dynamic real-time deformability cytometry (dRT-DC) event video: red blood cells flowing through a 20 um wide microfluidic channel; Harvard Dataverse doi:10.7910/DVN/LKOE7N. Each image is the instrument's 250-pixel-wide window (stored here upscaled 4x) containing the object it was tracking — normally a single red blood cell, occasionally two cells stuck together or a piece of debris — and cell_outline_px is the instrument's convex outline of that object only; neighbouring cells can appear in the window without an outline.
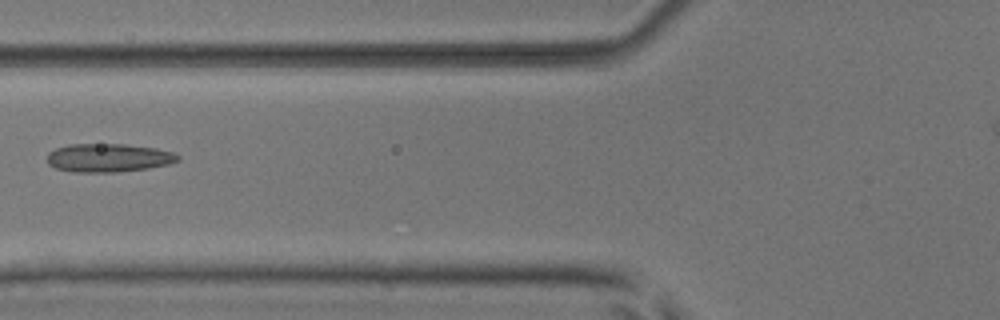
{"species": "common noctule bat (a hibernating species)", "species_latin": "Nyctalus noctula", "temperature_condition": "room temperature", "stored_images_in_passage": 4, "camera_frame_rate_fps": 3000, "um_per_image_px": 0.085, "animal": {"sex": "male", "body_mass_g": 17.9, "forearm_length_mm": 54.2}, "frame": {"image": 1, "passage_image": 4, "time_ms": 1.0, "image_size_px": [1000, 320], "cell_outline_px": [[180, 160], [168, 164], [148, 168], [116, 172], [72, 172], [56, 168], [48, 164], [48, 152], [56, 148], [68, 144], [124, 144], [156, 148], [172, 152], [180, 156]], "centroid_in_image_um": [9.21, 13.41], "position_along_channel_um": 116.6, "area_um2": 21.68}}